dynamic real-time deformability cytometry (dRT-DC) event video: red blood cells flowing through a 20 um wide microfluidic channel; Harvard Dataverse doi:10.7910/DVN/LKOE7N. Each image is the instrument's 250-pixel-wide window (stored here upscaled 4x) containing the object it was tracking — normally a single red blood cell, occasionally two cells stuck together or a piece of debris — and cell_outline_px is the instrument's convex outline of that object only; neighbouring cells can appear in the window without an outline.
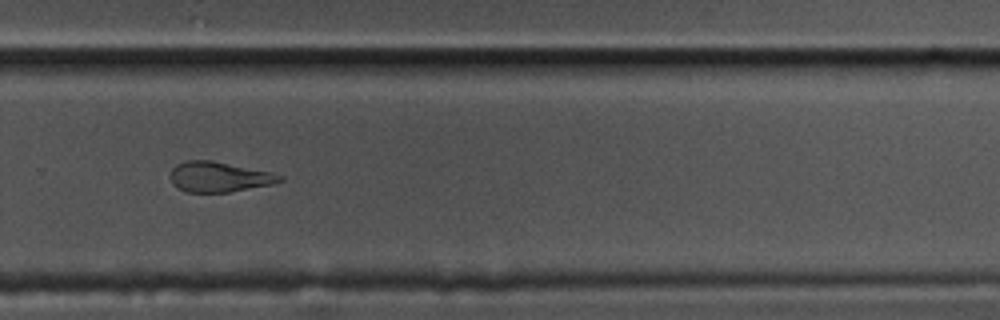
{"species": "common noctule bat (a hibernating species)", "species_latin": "Nyctalus noctula", "temperature_condition": "cold", "stored_images_in_passage": 46, "camera_frame_rate_fps": 3000, "um_per_image_px": 0.085, "animal": {"sex": "male", "body_mass_g": 17.5, "forearm_length_mm": 52.3}, "frame": {"image": 1, "passage_image": 27, "time_ms": 8.667, "image_size_px": [1000, 320], "cell_outline_px": [[284, 180], [272, 184], [228, 192], [188, 192], [172, 184], [172, 168], [176, 164], [184, 160], [212, 160], [272, 172], [284, 176]], "centroid_in_image_um": [18.65, 15.02], "position_along_channel_um": 311.2, "area_um2": 19.19}}